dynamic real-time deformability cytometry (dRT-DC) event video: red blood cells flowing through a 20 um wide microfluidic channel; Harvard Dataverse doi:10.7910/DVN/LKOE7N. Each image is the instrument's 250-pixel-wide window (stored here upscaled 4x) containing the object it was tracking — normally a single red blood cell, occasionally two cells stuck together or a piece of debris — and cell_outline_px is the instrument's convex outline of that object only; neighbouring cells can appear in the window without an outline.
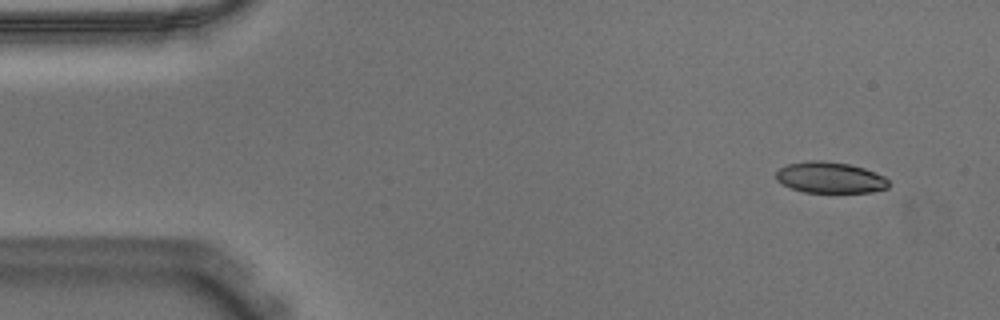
{"species": "Egyptian fruit bat (a non-hibernating species)", "species_latin": "Rousettus aegyptiacus", "temperature_condition": "warm", "stored_images_in_passage": 51, "camera_frame_rate_fps": 3000, "um_per_image_px": 0.085, "animal": {"sex": "male"}, "frame": {"image": 1, "passage_image": 1, "time_ms": 0.0, "image_size_px": [1000, 320], "cell_outline_px": [[888, 188], [872, 192], [804, 192], [792, 188], [776, 180], [776, 172], [780, 168], [788, 164], [808, 160], [824, 160], [848, 164], [864, 168], [884, 176], [888, 180]], "centroid_in_image_um": [70.55, 15.08], "position_along_channel_um": 14.4, "area_um2": 20.35}}
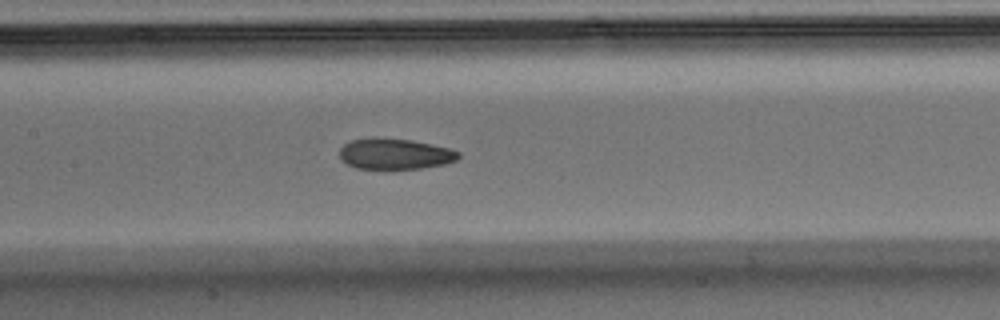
{"frame": {"image": 2, "passage_image": 22, "time_ms": 7.0, "image_size_px": [1000, 320], "cell_outline_px": [[460, 156], [456, 160], [444, 164], [420, 168], [356, 168], [348, 164], [340, 156], [340, 148], [344, 144], [352, 140], [372, 136], [376, 136], [412, 140], [452, 148], [460, 152]], "centroid_in_image_um": [33.59, 13.05], "position_along_channel_um": 173.8, "area_um2": 21.44}}
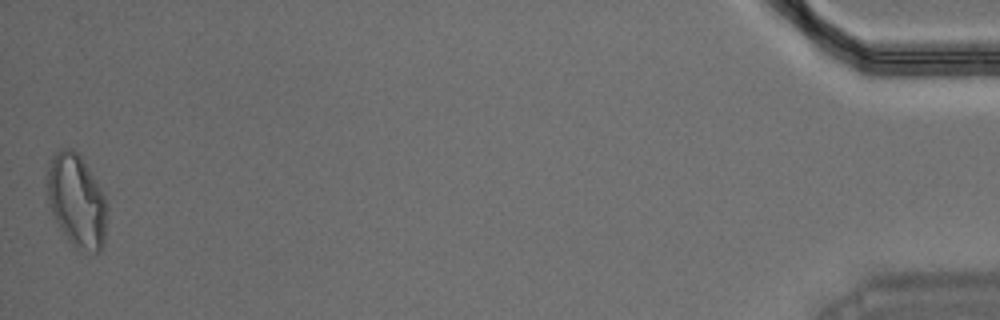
{"frame": {"image": 3, "passage_image": 51, "time_ms": 16.667, "image_size_px": [1000, 320], "cell_outline_px": [[108, 208], [104, 244], [100, 252], [96, 252], [76, 248], [72, 244], [60, 228], [52, 216], [48, 204], [48, 164], [52, 156], [60, 148], [72, 148], [84, 160], [96, 180], [108, 204]], "centroid_in_image_um": [6.53, 17.06], "position_along_channel_um": 428.7, "area_um2": 32.6}, "authors_computed_cell_mechanics": {"area_um2": 22.3686, "velocity_mm_per_s": 3.6503, "shape_relaxation_time_tau1_ms": null, "shape_relaxation_time_tau2_ms": 2.06, "deformation_change_tau1": null, "deformation_change_tau2": 0.0786}}